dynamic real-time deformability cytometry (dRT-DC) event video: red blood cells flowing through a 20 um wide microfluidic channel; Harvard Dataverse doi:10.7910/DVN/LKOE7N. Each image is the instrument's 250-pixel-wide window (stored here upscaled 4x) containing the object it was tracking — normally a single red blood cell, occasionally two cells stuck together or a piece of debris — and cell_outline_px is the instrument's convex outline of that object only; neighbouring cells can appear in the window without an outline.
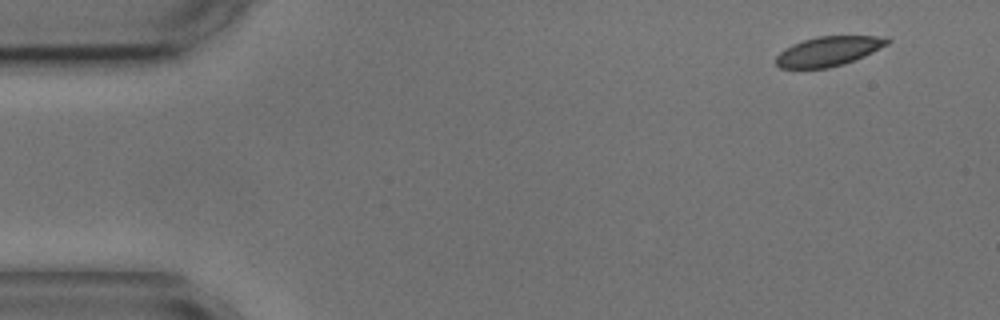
{"species": "common noctule bat (a hibernating species)", "species_latin": "Nyctalus noctula", "temperature_condition": "cold", "stored_images_in_passage": 4, "camera_frame_rate_fps": 3000, "um_per_image_px": 0.085, "animal": {"sex": "male", "body_mass_g": 17.9, "forearm_length_mm": 54.2}, "frame": {"image": 1, "passage_image": 1, "time_ms": 0.0, "image_size_px": [1000, 320], "cell_outline_px": [[892, 40], [888, 44], [864, 56], [844, 64], [828, 68], [780, 68], [776, 64], [776, 56], [784, 48], [792, 44], [816, 36], [888, 36]], "centroid_in_image_um": [70.44, 4.34], "position_along_channel_um": 14.6, "area_um2": 19.25}}
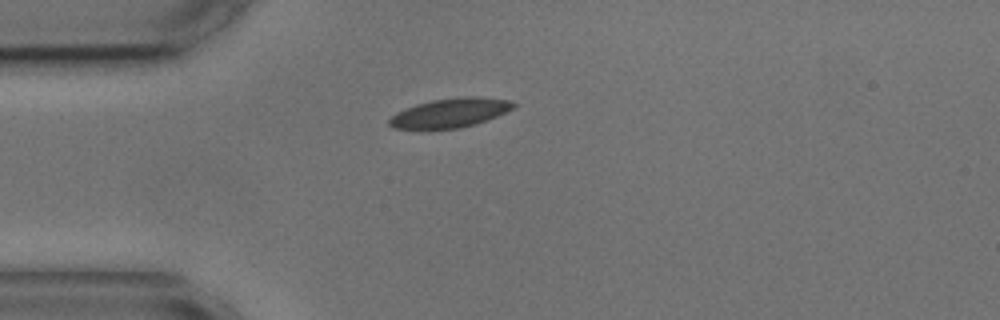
{"frame": {"image": 2, "passage_image": 4, "time_ms": 3.333, "image_size_px": [1000, 320], "cell_outline_px": [[516, 104], [512, 108], [496, 116], [476, 124], [460, 128], [428, 132], [392, 128], [388, 124], [388, 120], [396, 112], [404, 108], [416, 104], [432, 100], [460, 96], [476, 96], [512, 100]], "centroid_in_image_um": [38.16, 9.64], "position_along_channel_um": 46.8, "area_um2": 22.02}}